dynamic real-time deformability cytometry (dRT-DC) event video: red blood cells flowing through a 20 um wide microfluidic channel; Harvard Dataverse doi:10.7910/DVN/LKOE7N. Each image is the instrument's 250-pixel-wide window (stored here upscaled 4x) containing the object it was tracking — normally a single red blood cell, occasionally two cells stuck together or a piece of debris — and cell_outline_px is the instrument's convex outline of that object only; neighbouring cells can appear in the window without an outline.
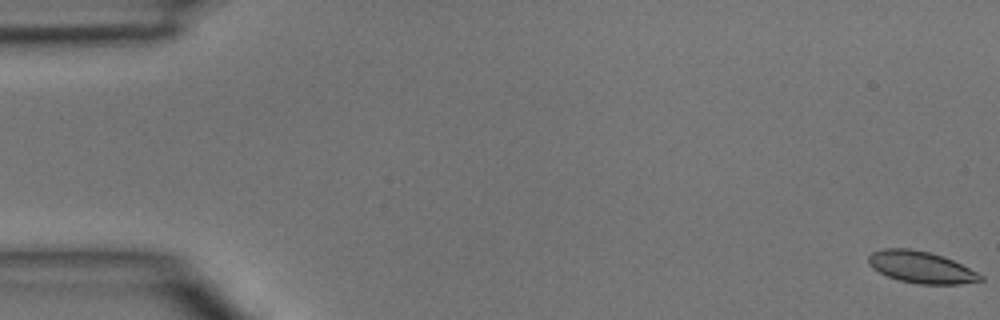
{"species": "common noctule bat (a hibernating species)", "species_latin": "Nyctalus noctula", "temperature_condition": "room temperature", "stored_images_in_passage": 7, "segment_of_instrument_passage": [1, 2], "camera_frame_rate_fps": 3000, "um_per_image_px": 0.085, "animal": {"sex": "male", "body_mass_g": 15.6}, "frame": {"image": 1, "passage_image": 1, "time_ms": 0.0, "image_size_px": [1000, 320], "cell_outline_px": [[984, 280], [960, 284], [920, 284], [900, 280], [888, 276], [872, 268], [868, 264], [868, 256], [872, 252], [884, 248], [908, 248], [928, 252], [944, 256], [984, 276]], "centroid_in_image_um": [78.28, 22.71], "position_along_channel_um": 6.7, "area_um2": 20.58}}
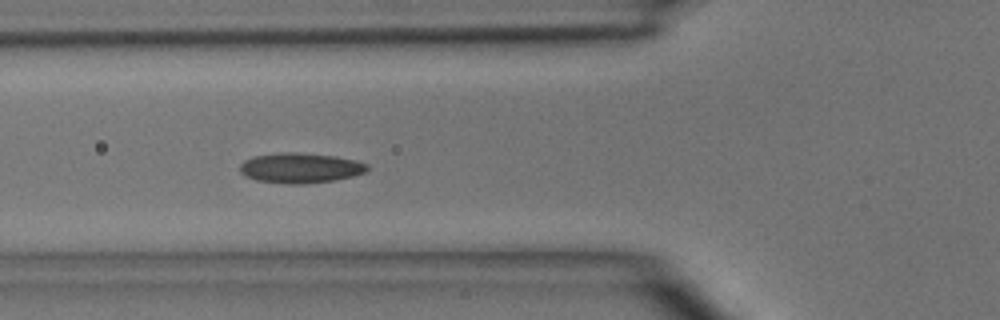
{"frame": {"image": 2, "passage_image": 6, "time_ms": 5.667, "image_size_px": [1000, 320], "cell_outline_px": [[368, 172], [336, 180], [304, 184], [288, 184], [256, 180], [240, 172], [240, 164], [244, 160], [252, 156], [288, 152], [296, 152], [336, 156], [356, 160], [368, 164]], "centroid_in_image_um": [25.56, 14.27], "position_along_channel_um": 100.2, "area_um2": 22.43}}